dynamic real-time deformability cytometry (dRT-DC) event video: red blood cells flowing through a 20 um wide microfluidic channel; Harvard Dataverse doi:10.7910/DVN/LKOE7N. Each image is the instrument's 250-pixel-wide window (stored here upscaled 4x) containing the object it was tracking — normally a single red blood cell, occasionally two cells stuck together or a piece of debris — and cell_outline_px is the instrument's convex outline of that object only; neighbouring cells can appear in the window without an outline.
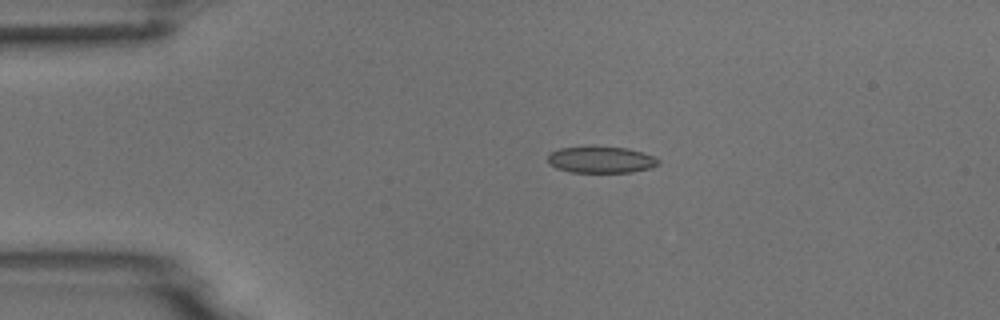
{"species": "common noctule bat (a hibernating species)", "species_latin": "Nyctalus noctula", "temperature_condition": "room temperature", "stored_images_in_passage": 5, "camera_frame_rate_fps": 3000, "um_per_image_px": 0.085, "animal": {"sex": "male", "body_mass_g": 18.8}, "frame": {"image": 1, "passage_image": 3, "time_ms": 2.667, "image_size_px": [1000, 320], "cell_outline_px": [[660, 164], [652, 168], [632, 172], [572, 172], [556, 168], [548, 164], [548, 152], [560, 148], [628, 148], [652, 156], [660, 160]], "centroid_in_image_um": [51.08, 13.6], "position_along_channel_um": 33.9, "area_um2": 16.76}}
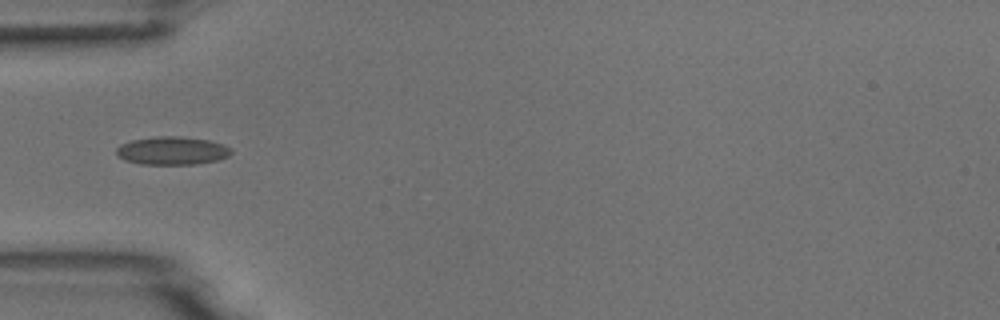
{"frame": {"image": 2, "passage_image": 5, "time_ms": 4.667, "image_size_px": [1000, 320], "cell_outline_px": [[232, 152], [228, 156], [216, 160], [196, 164], [140, 164], [124, 160], [116, 152], [116, 148], [120, 144], [132, 140], [156, 136], [176, 136], [208, 140], [224, 144], [232, 148]], "centroid_in_image_um": [14.63, 12.8], "position_along_channel_um": 70.4, "area_um2": 18.79}}